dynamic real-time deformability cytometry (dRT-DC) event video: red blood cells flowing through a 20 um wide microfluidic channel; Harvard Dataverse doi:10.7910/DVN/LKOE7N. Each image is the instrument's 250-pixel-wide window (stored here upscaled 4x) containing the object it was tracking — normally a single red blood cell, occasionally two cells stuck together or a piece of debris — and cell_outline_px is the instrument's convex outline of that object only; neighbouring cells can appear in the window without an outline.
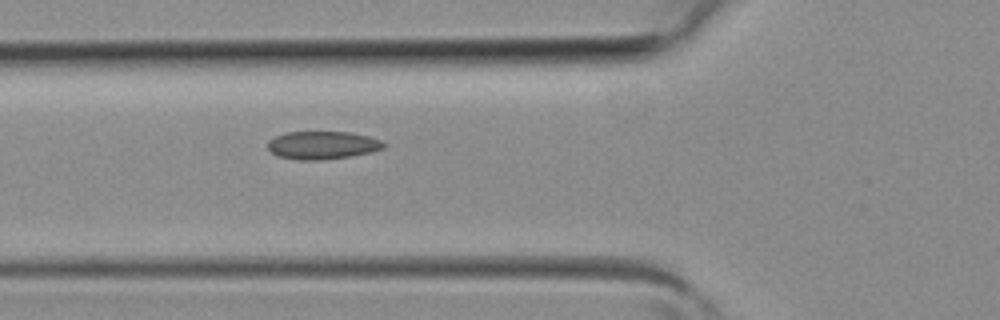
{"species": "common noctule bat (a hibernating species)", "species_latin": "Nyctalus noctula", "temperature_condition": "room temperature", "stored_images_in_passage": 6, "camera_frame_rate_fps": 3000, "um_per_image_px": 0.085, "animal": {"sex": "female", "body_mass_g": 19.3, "forearm_length_mm": 54.1}, "frame": {"image": 1, "passage_image": 6, "time_ms": 1.667, "image_size_px": [1000, 320], "cell_outline_px": [[384, 148], [372, 152], [352, 156], [320, 160], [296, 160], [280, 156], [272, 152], [268, 148], [268, 140], [284, 132], [348, 132], [368, 136], [380, 140], [384, 144]], "centroid_in_image_um": [27.4, 12.34], "position_along_channel_um": 98.4, "area_um2": 18.84}}